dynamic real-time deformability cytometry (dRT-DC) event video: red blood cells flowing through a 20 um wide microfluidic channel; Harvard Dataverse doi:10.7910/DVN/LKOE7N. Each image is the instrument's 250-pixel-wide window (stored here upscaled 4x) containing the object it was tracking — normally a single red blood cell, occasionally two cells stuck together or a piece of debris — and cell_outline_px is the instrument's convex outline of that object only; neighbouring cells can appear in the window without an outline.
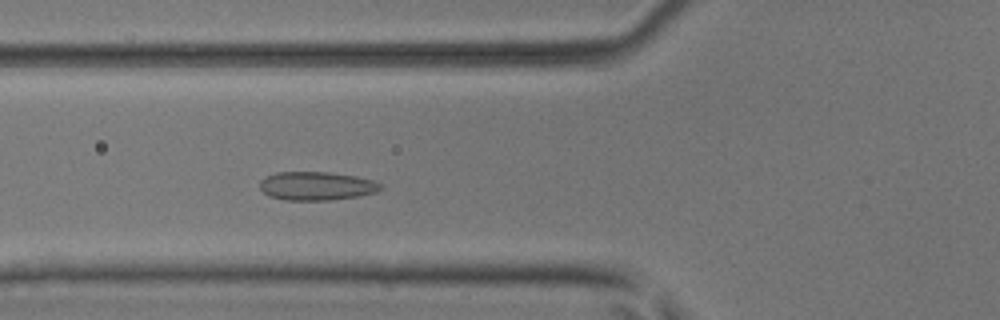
{"species": "common noctule bat (a hibernating species)", "species_latin": "Nyctalus noctula", "temperature_condition": "room temperature", "stored_images_in_passage": 47, "camera_frame_rate_fps": 3000, "um_per_image_px": 0.085, "animal": {"sex": "male", "body_mass_g": 17.9, "forearm_length_mm": 54.2}, "frame": {"image": 1, "passage_image": 15, "time_ms": 4.667, "image_size_px": [1000, 320], "cell_outline_px": [[384, 188], [376, 192], [356, 196], [328, 200], [284, 200], [268, 196], [260, 188], [260, 180], [264, 176], [276, 172], [328, 172], [356, 176], [372, 180], [380, 184]], "centroid_in_image_um": [26.86, 15.8], "position_along_channel_um": 98.9, "area_um2": 20.11}}
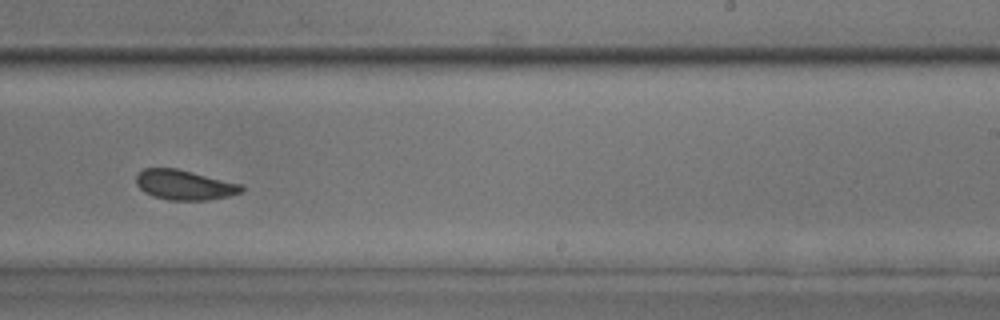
{"frame": {"image": 2, "passage_image": 28, "time_ms": 9.0, "image_size_px": [1000, 320], "cell_outline_px": [[244, 188], [240, 192], [228, 196], [208, 200], [168, 200], [152, 196], [144, 192], [136, 184], [136, 176], [144, 168], [176, 168], [240, 184]], "centroid_in_image_um": [15.63, 15.72], "position_along_channel_um": 273.4, "area_um2": 18.15}}
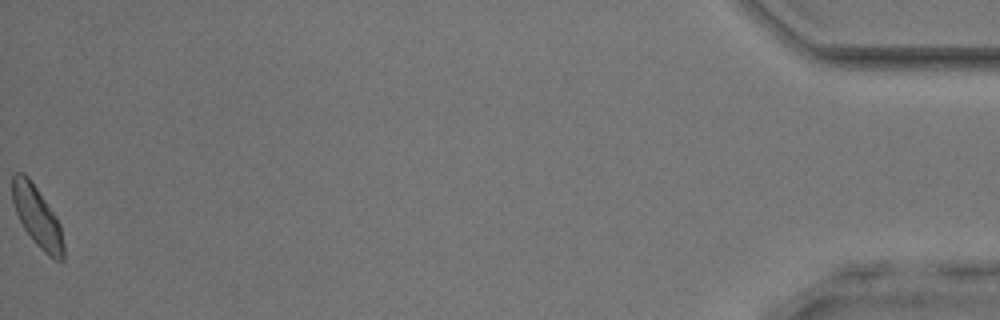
{"frame": {"image": 3, "passage_image": 47, "time_ms": 15.333, "image_size_px": [1000, 320], "cell_outline_px": [[64, 260], [56, 260], [48, 256], [36, 244], [24, 228], [16, 212], [12, 200], [12, 172], [24, 172], [28, 176], [56, 216], [60, 224], [64, 244]], "centroid_in_image_um": [3.16, 18.41], "position_along_channel_um": 432.0, "area_um2": 18.03}, "authors_computed_cell_mechanics": {"area_um2": 18.6116, "velocity_mm_per_s": 4.0362, "shape_relaxation_time_tau1_ms": 3.9073, "shape_relaxation_time_tau2_ms": null, "deformation_change_tau1": 0.0742, "deformation_change_tau2": null}}